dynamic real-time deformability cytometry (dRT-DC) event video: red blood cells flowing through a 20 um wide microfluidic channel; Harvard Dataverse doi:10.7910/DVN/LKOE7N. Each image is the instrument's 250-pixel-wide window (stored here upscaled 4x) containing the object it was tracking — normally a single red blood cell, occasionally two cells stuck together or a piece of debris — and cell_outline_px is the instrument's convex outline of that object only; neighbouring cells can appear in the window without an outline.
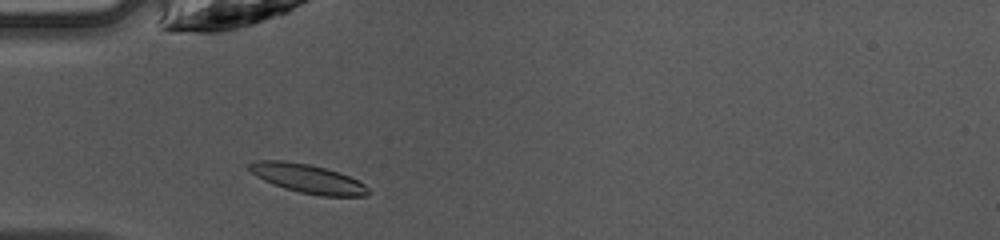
{"species": "common noctule bat (a hibernating species)", "species_latin": "Nyctalus noctula", "temperature_condition": "warm", "stored_images_in_passage": 36, "camera_frame_rate_fps": 3000, "um_per_image_px": 0.085, "animal": {"sex": "female", "body_mass_g": 10.0, "forearm_length_mm": 53.1}, "frame": {"image": 1, "passage_image": 3, "time_ms": 0.667, "image_size_px": [1000, 240], "cell_outline_px": [[372, 192], [368, 196], [320, 196], [300, 192], [284, 188], [264, 180], [256, 176], [248, 168], [248, 164], [256, 160], [284, 160], [308, 164], [324, 168], [360, 180]], "centroid_in_image_um": [26.18, 15.19], "position_along_channel_um": 58.8, "area_um2": 20.0}}
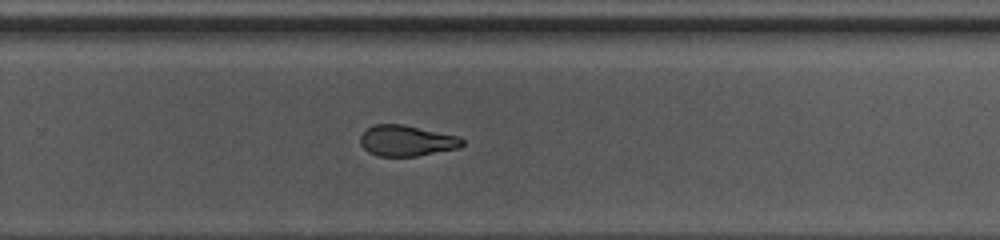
{"frame": {"image": 2, "passage_image": 20, "time_ms": 6.333, "image_size_px": [1000, 240], "cell_outline_px": [[464, 144], [460, 148], [416, 156], [376, 156], [368, 152], [360, 144], [360, 136], [368, 128], [376, 124], [404, 124], [460, 136], [464, 140]], "centroid_in_image_um": [34.59, 11.96], "position_along_channel_um": 295.2, "area_um2": 18.5}}
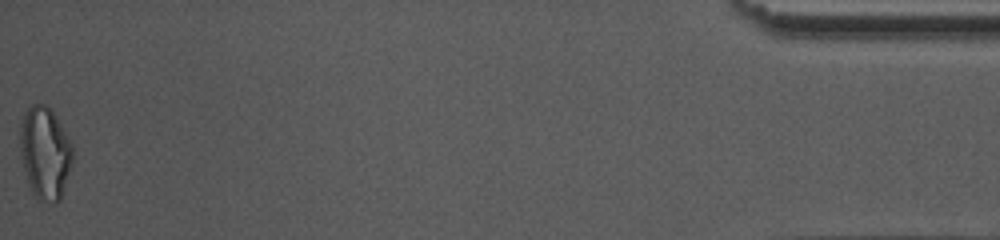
{"frame": {"image": 3, "passage_image": 36, "time_ms": 11.667, "image_size_px": [1000, 240], "cell_outline_px": [[72, 160], [60, 200], [48, 204], [40, 200], [32, 192], [28, 184], [20, 156], [20, 120], [24, 112], [32, 104], [48, 104], [56, 116], [68, 136], [72, 144]], "centroid_in_image_um": [3.8, 12.96], "position_along_channel_um": 431.4, "area_um2": 28.44}, "authors_computed_cell_mechanics": {"area_um2": 19.7098, "velocity_mm_per_s": 4.2354, "shape_relaxation_time_tau1_ms": 4.4249, "shape_relaxation_time_tau2_ms": 2.4045, "deformation_change_tau1": 0.1729, "deformation_change_tau2": 0.1052}}